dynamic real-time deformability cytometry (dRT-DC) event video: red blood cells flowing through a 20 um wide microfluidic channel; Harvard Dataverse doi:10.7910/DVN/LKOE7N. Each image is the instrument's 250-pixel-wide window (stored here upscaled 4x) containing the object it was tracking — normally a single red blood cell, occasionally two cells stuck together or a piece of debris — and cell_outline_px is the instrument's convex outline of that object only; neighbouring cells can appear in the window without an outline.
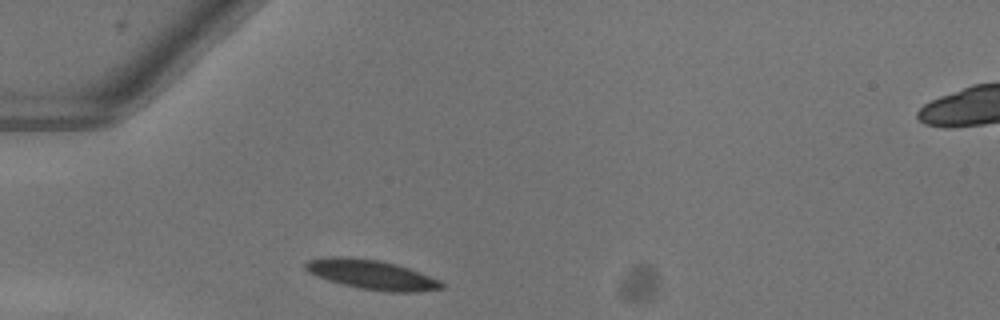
{"species": "common noctule bat (a hibernating species)", "species_latin": "Nyctalus noctula", "temperature_condition": "warm", "stored_images_in_passage": 28, "camera_frame_rate_fps": 3000, "um_per_image_px": 0.085, "animal": {"sex": "female"}, "frame": {"image": 1, "passage_image": 1, "time_ms": 0.0, "image_size_px": [1000, 320], "cell_outline_px": [[444, 288], [416, 292], [388, 292], [360, 288], [328, 280], [316, 276], [308, 272], [304, 268], [304, 264], [308, 260], [328, 256], [336, 256], [380, 260], [396, 264], [420, 272], [440, 280], [444, 284]], "centroid_in_image_um": [31.59, 23.34], "position_along_channel_um": 53.4, "area_um2": 23.35}}
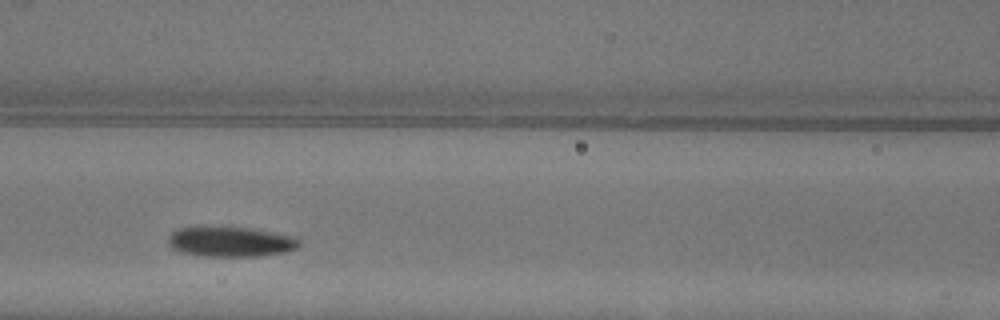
{"frame": {"image": 2, "passage_image": 9, "time_ms": 2.667, "image_size_px": [1000, 320], "cell_outline_px": [[300, 248], [288, 252], [260, 256], [200, 256], [180, 252], [172, 248], [168, 244], [168, 236], [172, 232], [180, 228], [196, 224], [212, 224], [248, 228], [296, 236], [300, 240]], "centroid_in_image_um": [19.57, 20.51], "position_along_channel_um": 147.0, "area_um2": 24.1}}
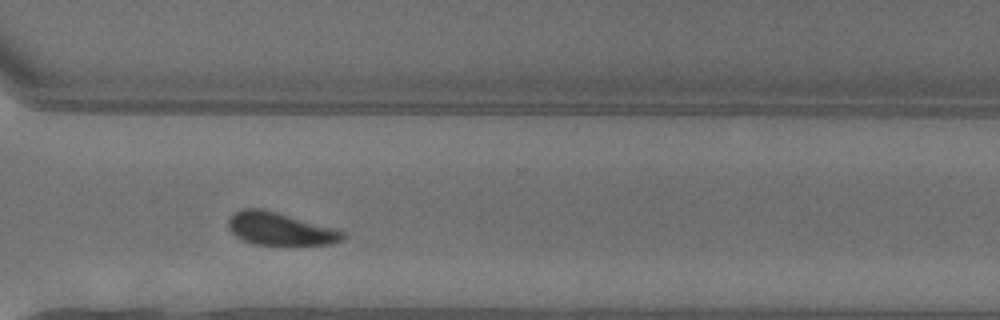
{"frame": {"image": 3, "passage_image": 24, "time_ms": 7.667, "image_size_px": [1000, 320], "cell_outline_px": [[344, 236], [340, 240], [332, 244], [252, 244], [236, 236], [228, 228], [228, 220], [236, 212], [244, 208], [264, 208], [340, 228], [344, 232]], "centroid_in_image_um": [23.85, 19.42], "position_along_channel_um": 346.8, "area_um2": 22.02}, "authors_computed_cell_mechanics": {"area_um2": 23.2645, "velocity_mm_per_s": 4.003, "shape_relaxation_time_tau1_ms": 2.1716, "shape_relaxation_time_tau2_ms": 3.0803, "deformation_change_tau1": 0.1421, "deformation_change_tau2": 0.0781}}